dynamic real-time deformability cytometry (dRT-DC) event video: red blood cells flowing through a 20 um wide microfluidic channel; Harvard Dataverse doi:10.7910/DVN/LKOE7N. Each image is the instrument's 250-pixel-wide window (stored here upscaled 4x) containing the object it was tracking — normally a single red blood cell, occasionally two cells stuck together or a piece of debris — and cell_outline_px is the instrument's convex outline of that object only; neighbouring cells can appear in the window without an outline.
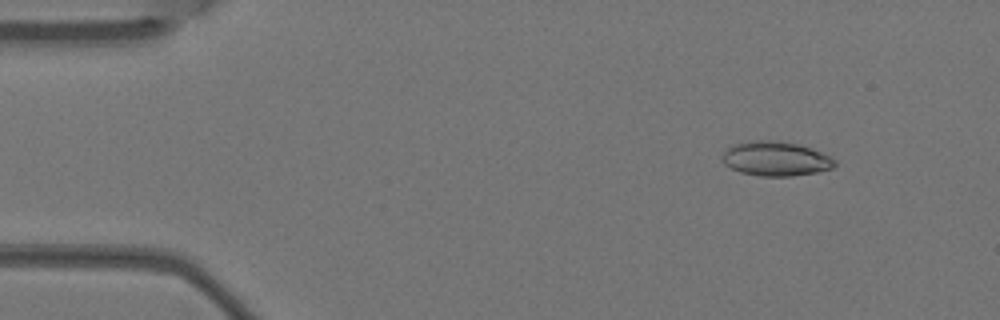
{"species": "Egyptian fruit bat (a non-hibernating species)", "species_latin": "Rousettus aegyptiacus", "temperature_condition": "warm", "stored_images_in_passage": 4, "camera_frame_rate_fps": 3000, "um_per_image_px": 0.085, "animal": {"sex": "female"}, "frame": {"image": 1, "passage_image": 2, "time_ms": 0.333, "image_size_px": [1000, 320], "cell_outline_px": [[836, 164], [832, 168], [816, 172], [792, 176], [760, 176], [740, 172], [724, 164], [720, 156], [732, 144], [756, 140], [780, 140], [800, 144], [812, 148], [836, 160]], "centroid_in_image_um": [65.92, 13.48], "position_along_channel_um": 19.1, "area_um2": 22.72}}